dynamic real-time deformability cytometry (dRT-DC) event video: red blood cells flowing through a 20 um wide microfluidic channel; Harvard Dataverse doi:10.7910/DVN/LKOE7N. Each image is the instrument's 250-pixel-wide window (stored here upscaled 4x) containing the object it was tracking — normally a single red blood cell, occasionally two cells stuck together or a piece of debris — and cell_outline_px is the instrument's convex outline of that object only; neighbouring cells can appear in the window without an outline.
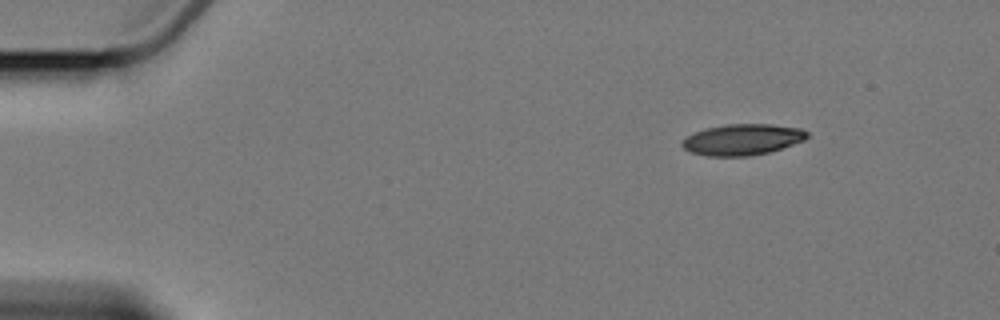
{"species": "Egyptian fruit bat (a non-hibernating species)", "species_latin": "Rousettus aegyptiacus", "temperature_condition": "cold", "stored_images_in_passage": 3, "camera_frame_rate_fps": 3000, "um_per_image_px": 0.085, "animal": {"sex": "female"}, "frame": {"image": 1, "passage_image": 1, "time_ms": 0.0, "image_size_px": [1000, 320], "cell_outline_px": [[808, 136], [804, 140], [768, 152], [748, 156], [708, 156], [692, 152], [684, 148], [680, 144], [688, 136], [704, 128], [728, 124], [772, 124], [800, 128], [808, 132]], "centroid_in_image_um": [63.11, 11.85], "position_along_channel_um": 21.9, "area_um2": 22.37}}